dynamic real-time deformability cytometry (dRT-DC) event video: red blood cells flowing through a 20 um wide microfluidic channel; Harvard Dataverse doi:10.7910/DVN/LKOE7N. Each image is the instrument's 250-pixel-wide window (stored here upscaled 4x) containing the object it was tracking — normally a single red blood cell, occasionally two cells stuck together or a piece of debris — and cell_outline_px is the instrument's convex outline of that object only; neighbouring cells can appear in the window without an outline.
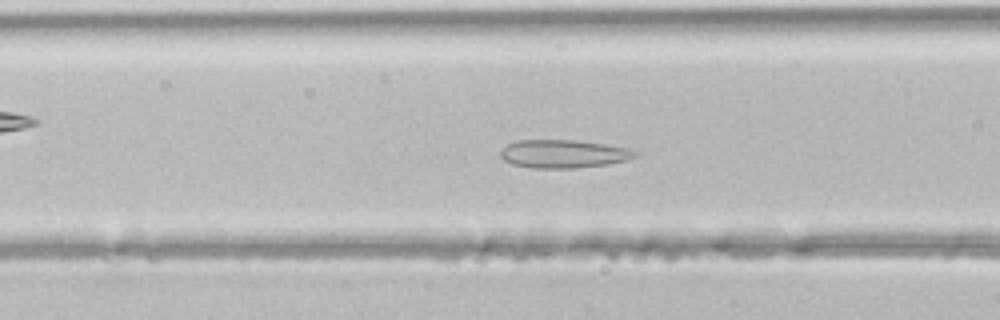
{"species": "common noctule bat (a hibernating species)", "species_latin": "Nyctalus noctula", "temperature_condition": "room temperature", "stored_images_in_passage": 39, "camera_frame_rate_fps": 3000, "um_per_image_px": 0.085, "animal": {"sex": "male", "body_mass_g": 21.5, "forearm_length_mm": 52.0}, "frame": {"image": 1, "passage_image": 18, "time_ms": 5.667, "image_size_px": [1000, 320], "cell_outline_px": [[636, 156], [628, 160], [608, 164], [576, 168], [532, 168], [512, 164], [504, 160], [500, 156], [500, 152], [508, 144], [516, 140], [572, 140], [604, 144], [628, 148], [636, 152]], "centroid_in_image_um": [47.88, 13.08], "position_along_channel_um": 118.7, "area_um2": 22.02}}
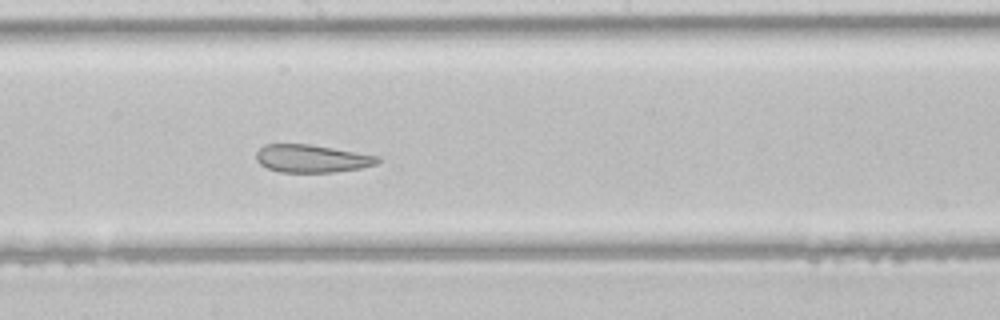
{"frame": {"image": 2, "passage_image": 25, "time_ms": 8.0, "image_size_px": [1000, 320], "cell_outline_px": [[380, 160], [376, 164], [360, 168], [336, 172], [280, 172], [268, 168], [260, 164], [256, 160], [256, 152], [264, 144], [308, 144], [380, 156]], "centroid_in_image_um": [26.49, 13.48], "position_along_channel_um": 221.7, "area_um2": 19.59}}
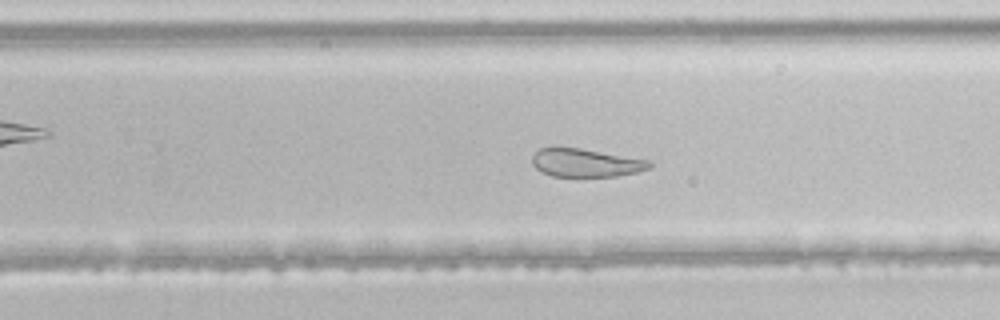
{"frame": {"image": 3, "passage_image": 29, "time_ms": 9.333, "image_size_px": [1000, 320], "cell_outline_px": [[652, 168], [636, 172], [616, 176], [552, 176], [536, 168], [532, 164], [532, 156], [540, 148], [552, 144], [580, 148], [652, 160]], "centroid_in_image_um": [49.78, 13.8], "position_along_channel_um": 280.0, "area_um2": 19.77}}